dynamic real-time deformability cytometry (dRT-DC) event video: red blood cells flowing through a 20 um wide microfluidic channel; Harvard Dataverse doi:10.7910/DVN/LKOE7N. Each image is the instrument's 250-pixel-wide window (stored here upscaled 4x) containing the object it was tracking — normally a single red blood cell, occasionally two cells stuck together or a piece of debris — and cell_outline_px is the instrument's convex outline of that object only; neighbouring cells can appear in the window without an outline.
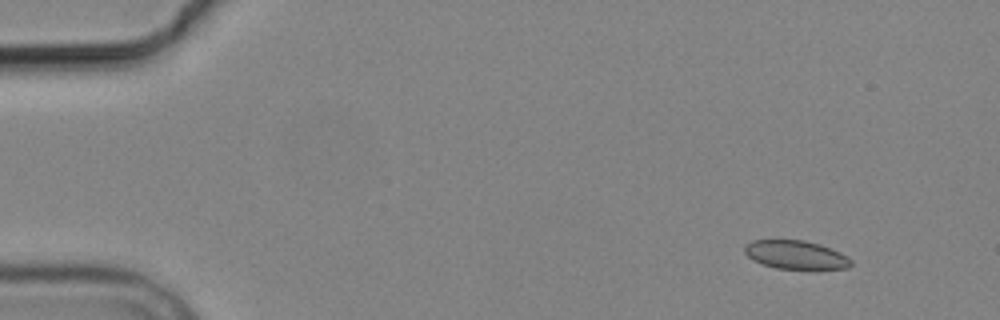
{"species": "common noctule bat (a hibernating species)", "species_latin": "Nyctalus noctula", "temperature_condition": "cold", "stored_images_in_passage": 6, "camera_frame_rate_fps": 3000, "um_per_image_px": 0.085, "animal": {"sex": "male", "body_mass_g": 19.2, "forearm_length_mm": 51.8}, "frame": {"image": 1, "passage_image": 2, "time_ms": 1.0, "image_size_px": [1000, 320], "cell_outline_px": [[852, 264], [848, 268], [812, 272], [776, 268], [752, 260], [744, 252], [744, 244], [752, 240], [804, 240], [820, 244], [840, 252], [848, 256], [852, 260]], "centroid_in_image_um": [67.7, 21.71], "position_along_channel_um": 17.3, "area_um2": 18.61}}